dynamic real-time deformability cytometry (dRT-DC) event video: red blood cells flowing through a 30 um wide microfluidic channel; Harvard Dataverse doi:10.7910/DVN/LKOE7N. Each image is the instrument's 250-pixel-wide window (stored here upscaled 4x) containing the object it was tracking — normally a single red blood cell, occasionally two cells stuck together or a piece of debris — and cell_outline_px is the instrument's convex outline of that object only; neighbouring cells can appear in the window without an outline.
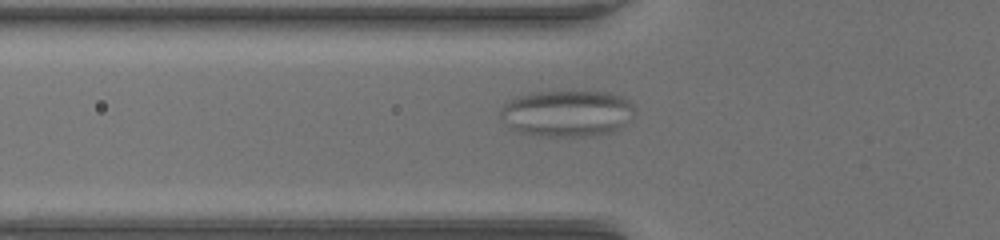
{"species": "common noctule bat (a hibernating species)", "species_latin": "Nyctalus noctula", "temperature_condition": "warm", "stored_images_in_passage": 54, "camera_frame_rate_fps": 3000, "um_per_image_px": 0.085, "animal": {"sex": "female", "body_mass_g": 17.0, "forearm_length_mm": 48.0}, "frame": {"image": 1, "passage_image": 23, "time_ms": 7.333, "image_size_px": [1000, 240], "cell_outline_px": [[632, 108], [616, 128], [612, 132], [592, 136], [540, 136], [520, 132], [512, 128], [500, 116], [500, 108], [508, 100], [520, 96], [536, 92], [608, 92], [620, 96], [632, 104]], "centroid_in_image_um": [48.08, 9.63], "position_along_channel_um": 77.7, "area_um2": 35.26}}
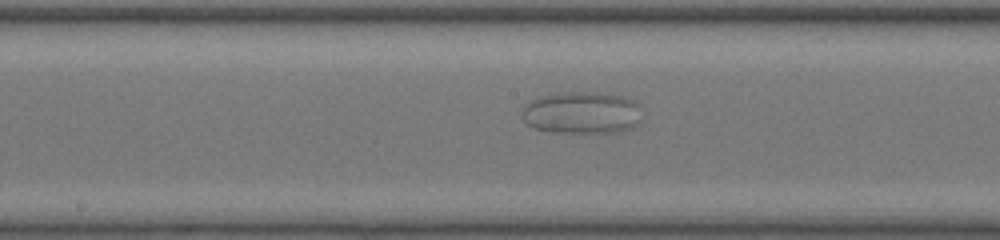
{"frame": {"image": 2, "passage_image": 33, "time_ms": 10.667, "image_size_px": [1000, 240], "cell_outline_px": [[636, 104], [632, 128], [616, 132], [552, 132], [536, 128], [528, 124], [524, 120], [524, 108], [536, 96], [556, 92], [608, 92], [624, 96], [632, 100]], "centroid_in_image_um": [49.36, 9.55], "position_along_channel_um": 198.8, "area_um2": 28.78}}
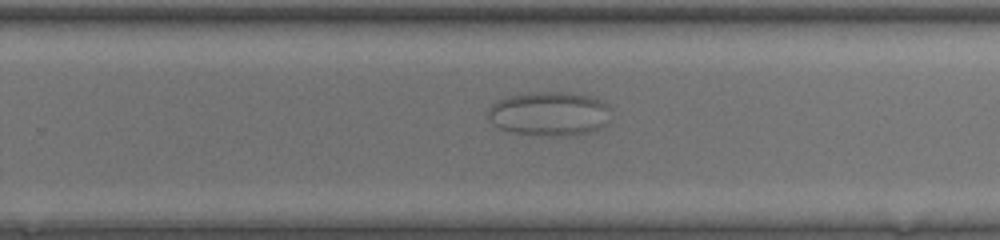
{"frame": {"image": 3, "passage_image": 40, "time_ms": 13.0, "image_size_px": [1000, 240], "cell_outline_px": [[608, 120], [604, 128], [592, 132], [576, 136], [556, 136], [512, 132], [500, 128], [488, 116], [488, 112], [492, 104], [508, 96], [524, 92], [568, 92], [592, 96], [604, 100], [608, 104]], "centroid_in_image_um": [46.77, 9.66], "position_along_channel_um": 283.0, "area_um2": 31.91}}